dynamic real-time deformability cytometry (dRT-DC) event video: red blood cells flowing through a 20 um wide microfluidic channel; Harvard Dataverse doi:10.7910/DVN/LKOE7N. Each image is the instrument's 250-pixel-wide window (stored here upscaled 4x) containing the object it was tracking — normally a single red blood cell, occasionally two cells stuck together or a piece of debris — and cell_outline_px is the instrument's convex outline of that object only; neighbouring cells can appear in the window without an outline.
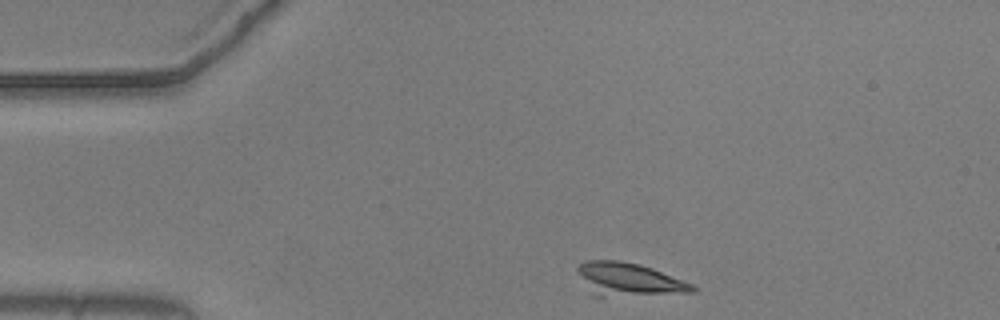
{"species": "common noctule bat (a hibernating species)", "species_latin": "Nyctalus noctula", "temperature_condition": "warm", "stored_images_in_passage": 16, "camera_frame_rate_fps": 3000, "um_per_image_px": 0.085, "animal": {"sex": "male", "body_mass_g": 20.5, "forearm_length_mm": 52.5}, "frame": {"image": 1, "passage_image": 1, "time_ms": 0.0, "image_size_px": [1000, 320], "cell_outline_px": [[696, 292], [604, 296], [592, 296], [576, 268], [580, 264], [588, 260], [620, 260], [640, 264], [652, 268], [692, 284], [696, 288]], "centroid_in_image_um": [53.42, 23.74], "position_along_channel_um": 31.6, "area_um2": 21.79}}
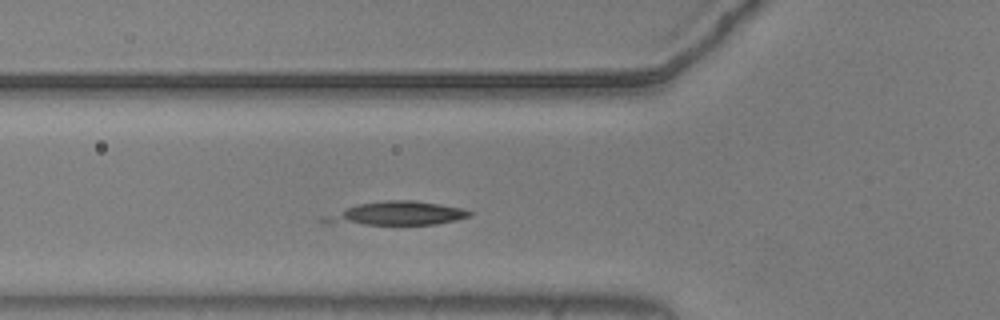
{"frame": {"image": 2, "passage_image": 10, "time_ms": 3.0, "image_size_px": [1000, 320], "cell_outline_px": [[472, 216], [456, 220], [436, 224], [324, 224], [320, 220], [324, 216], [360, 204], [384, 200], [412, 200], [440, 204], [464, 208], [472, 212]], "centroid_in_image_um": [33.76, 18.15], "position_along_channel_um": 92.0, "area_um2": 19.83}}
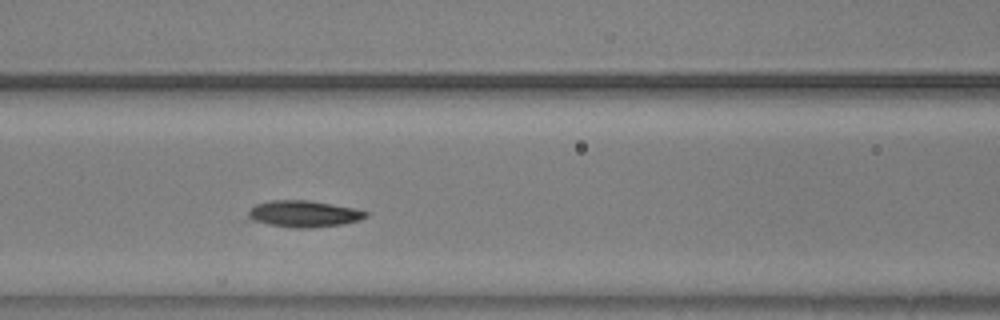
{"frame": {"image": 3, "passage_image": 14, "time_ms": 4.333, "image_size_px": [1000, 320], "cell_outline_px": [[368, 216], [360, 220], [344, 224], [308, 228], [292, 228], [244, 220], [248, 212], [256, 204], [268, 200], [308, 200], [356, 208], [368, 212]], "centroid_in_image_um": [25.78, 18.18], "position_along_channel_um": 140.8, "area_um2": 18.55}}